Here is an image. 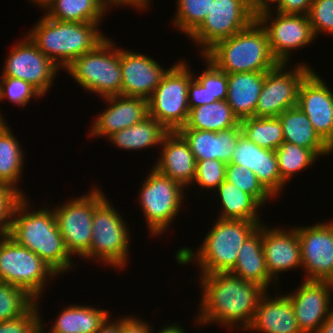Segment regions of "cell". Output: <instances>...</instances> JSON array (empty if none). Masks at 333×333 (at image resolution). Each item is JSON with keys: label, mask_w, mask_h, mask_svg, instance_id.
<instances>
[{"label": "cell", "mask_w": 333, "mask_h": 333, "mask_svg": "<svg viewBox=\"0 0 333 333\" xmlns=\"http://www.w3.org/2000/svg\"><path fill=\"white\" fill-rule=\"evenodd\" d=\"M201 287L199 308L193 320L199 326L219 325L226 330L245 331L265 289L230 272L198 274ZM223 325V326H222ZM239 328V329H238ZM237 329V330H236Z\"/></svg>", "instance_id": "cell-1"}, {"label": "cell", "mask_w": 333, "mask_h": 333, "mask_svg": "<svg viewBox=\"0 0 333 333\" xmlns=\"http://www.w3.org/2000/svg\"><path fill=\"white\" fill-rule=\"evenodd\" d=\"M27 198L23 196L13 210L9 237L36 253L59 276L71 272L76 266L75 260L64 245L52 205H43L34 211L30 206L31 200Z\"/></svg>", "instance_id": "cell-2"}, {"label": "cell", "mask_w": 333, "mask_h": 333, "mask_svg": "<svg viewBox=\"0 0 333 333\" xmlns=\"http://www.w3.org/2000/svg\"><path fill=\"white\" fill-rule=\"evenodd\" d=\"M261 223L217 218L195 252L190 247H180L174 260L180 266L196 265L199 274L229 272L236 264L239 249Z\"/></svg>", "instance_id": "cell-3"}, {"label": "cell", "mask_w": 333, "mask_h": 333, "mask_svg": "<svg viewBox=\"0 0 333 333\" xmlns=\"http://www.w3.org/2000/svg\"><path fill=\"white\" fill-rule=\"evenodd\" d=\"M100 23L103 22L57 21L43 14L26 35L44 55L64 70L106 38L99 28Z\"/></svg>", "instance_id": "cell-4"}, {"label": "cell", "mask_w": 333, "mask_h": 333, "mask_svg": "<svg viewBox=\"0 0 333 333\" xmlns=\"http://www.w3.org/2000/svg\"><path fill=\"white\" fill-rule=\"evenodd\" d=\"M204 56L227 74L267 72L279 64L272 55L265 29L256 19L247 28L217 42Z\"/></svg>", "instance_id": "cell-5"}, {"label": "cell", "mask_w": 333, "mask_h": 333, "mask_svg": "<svg viewBox=\"0 0 333 333\" xmlns=\"http://www.w3.org/2000/svg\"><path fill=\"white\" fill-rule=\"evenodd\" d=\"M107 197L94 209L90 249L81 259L122 271L130 262L129 224Z\"/></svg>", "instance_id": "cell-6"}, {"label": "cell", "mask_w": 333, "mask_h": 333, "mask_svg": "<svg viewBox=\"0 0 333 333\" xmlns=\"http://www.w3.org/2000/svg\"><path fill=\"white\" fill-rule=\"evenodd\" d=\"M107 37L76 58L64 71L84 90L106 98L122 95L120 46Z\"/></svg>", "instance_id": "cell-7"}, {"label": "cell", "mask_w": 333, "mask_h": 333, "mask_svg": "<svg viewBox=\"0 0 333 333\" xmlns=\"http://www.w3.org/2000/svg\"><path fill=\"white\" fill-rule=\"evenodd\" d=\"M148 173L138 190L137 200L149 235L157 238L166 234L176 216L180 215L183 201L186 200V188L153 167Z\"/></svg>", "instance_id": "cell-8"}, {"label": "cell", "mask_w": 333, "mask_h": 333, "mask_svg": "<svg viewBox=\"0 0 333 333\" xmlns=\"http://www.w3.org/2000/svg\"><path fill=\"white\" fill-rule=\"evenodd\" d=\"M59 275L36 253L2 234L0 281L19 287L35 300H42L47 284Z\"/></svg>", "instance_id": "cell-9"}, {"label": "cell", "mask_w": 333, "mask_h": 333, "mask_svg": "<svg viewBox=\"0 0 333 333\" xmlns=\"http://www.w3.org/2000/svg\"><path fill=\"white\" fill-rule=\"evenodd\" d=\"M187 60L171 65L148 99L149 116L168 131H178L188 119V87L194 71Z\"/></svg>", "instance_id": "cell-10"}, {"label": "cell", "mask_w": 333, "mask_h": 333, "mask_svg": "<svg viewBox=\"0 0 333 333\" xmlns=\"http://www.w3.org/2000/svg\"><path fill=\"white\" fill-rule=\"evenodd\" d=\"M79 196L52 207L64 245L74 259H82L90 249L94 209L107 197L95 184Z\"/></svg>", "instance_id": "cell-11"}, {"label": "cell", "mask_w": 333, "mask_h": 333, "mask_svg": "<svg viewBox=\"0 0 333 333\" xmlns=\"http://www.w3.org/2000/svg\"><path fill=\"white\" fill-rule=\"evenodd\" d=\"M255 19L249 0H213L208 15L187 38L204 55L217 42L247 28Z\"/></svg>", "instance_id": "cell-12"}, {"label": "cell", "mask_w": 333, "mask_h": 333, "mask_svg": "<svg viewBox=\"0 0 333 333\" xmlns=\"http://www.w3.org/2000/svg\"><path fill=\"white\" fill-rule=\"evenodd\" d=\"M312 70L310 64L300 61L292 68L290 64L279 63L267 71L254 117H278L283 111L296 107L301 82Z\"/></svg>", "instance_id": "cell-13"}, {"label": "cell", "mask_w": 333, "mask_h": 333, "mask_svg": "<svg viewBox=\"0 0 333 333\" xmlns=\"http://www.w3.org/2000/svg\"><path fill=\"white\" fill-rule=\"evenodd\" d=\"M256 20L265 29L272 55L279 63H292L290 59L295 50L307 48L317 41L308 15L282 14L269 10L259 14Z\"/></svg>", "instance_id": "cell-14"}, {"label": "cell", "mask_w": 333, "mask_h": 333, "mask_svg": "<svg viewBox=\"0 0 333 333\" xmlns=\"http://www.w3.org/2000/svg\"><path fill=\"white\" fill-rule=\"evenodd\" d=\"M11 48L3 63L1 76L24 80L46 96L62 69L44 55L26 34Z\"/></svg>", "instance_id": "cell-15"}, {"label": "cell", "mask_w": 333, "mask_h": 333, "mask_svg": "<svg viewBox=\"0 0 333 333\" xmlns=\"http://www.w3.org/2000/svg\"><path fill=\"white\" fill-rule=\"evenodd\" d=\"M304 280L326 281L333 273V220L296 226Z\"/></svg>", "instance_id": "cell-16"}, {"label": "cell", "mask_w": 333, "mask_h": 333, "mask_svg": "<svg viewBox=\"0 0 333 333\" xmlns=\"http://www.w3.org/2000/svg\"><path fill=\"white\" fill-rule=\"evenodd\" d=\"M297 288V289H296ZM293 292H286L302 333H317L333 309V288L327 281L304 280Z\"/></svg>", "instance_id": "cell-17"}, {"label": "cell", "mask_w": 333, "mask_h": 333, "mask_svg": "<svg viewBox=\"0 0 333 333\" xmlns=\"http://www.w3.org/2000/svg\"><path fill=\"white\" fill-rule=\"evenodd\" d=\"M313 69L301 82L297 106L306 114L314 131L333 144V90Z\"/></svg>", "instance_id": "cell-18"}, {"label": "cell", "mask_w": 333, "mask_h": 333, "mask_svg": "<svg viewBox=\"0 0 333 333\" xmlns=\"http://www.w3.org/2000/svg\"><path fill=\"white\" fill-rule=\"evenodd\" d=\"M122 96L140 97L148 100L163 76L171 68H164L150 55L120 47Z\"/></svg>", "instance_id": "cell-19"}, {"label": "cell", "mask_w": 333, "mask_h": 333, "mask_svg": "<svg viewBox=\"0 0 333 333\" xmlns=\"http://www.w3.org/2000/svg\"><path fill=\"white\" fill-rule=\"evenodd\" d=\"M287 229L282 226L272 228L262 223L265 263L270 277L276 284H280V274L302 268L301 247L296 228L287 226Z\"/></svg>", "instance_id": "cell-20"}, {"label": "cell", "mask_w": 333, "mask_h": 333, "mask_svg": "<svg viewBox=\"0 0 333 333\" xmlns=\"http://www.w3.org/2000/svg\"><path fill=\"white\" fill-rule=\"evenodd\" d=\"M106 109L92 122L88 137L108 138L113 133L141 122L149 116L148 100L140 97L110 96L102 98Z\"/></svg>", "instance_id": "cell-21"}, {"label": "cell", "mask_w": 333, "mask_h": 333, "mask_svg": "<svg viewBox=\"0 0 333 333\" xmlns=\"http://www.w3.org/2000/svg\"><path fill=\"white\" fill-rule=\"evenodd\" d=\"M230 163L253 171L275 198H279L288 185L281 179L275 151L259 147L244 135L239 138Z\"/></svg>", "instance_id": "cell-22"}, {"label": "cell", "mask_w": 333, "mask_h": 333, "mask_svg": "<svg viewBox=\"0 0 333 333\" xmlns=\"http://www.w3.org/2000/svg\"><path fill=\"white\" fill-rule=\"evenodd\" d=\"M157 161L152 166L158 172L191 188L196 173V159L189 144L178 131H169L157 151Z\"/></svg>", "instance_id": "cell-23"}, {"label": "cell", "mask_w": 333, "mask_h": 333, "mask_svg": "<svg viewBox=\"0 0 333 333\" xmlns=\"http://www.w3.org/2000/svg\"><path fill=\"white\" fill-rule=\"evenodd\" d=\"M274 292L275 296L269 291L261 296L252 322L243 333H302L287 294L279 293V289Z\"/></svg>", "instance_id": "cell-24"}, {"label": "cell", "mask_w": 333, "mask_h": 333, "mask_svg": "<svg viewBox=\"0 0 333 333\" xmlns=\"http://www.w3.org/2000/svg\"><path fill=\"white\" fill-rule=\"evenodd\" d=\"M183 136L198 160H220L229 164L237 147L239 138L243 135L240 126H235L220 132L180 128Z\"/></svg>", "instance_id": "cell-25"}, {"label": "cell", "mask_w": 333, "mask_h": 333, "mask_svg": "<svg viewBox=\"0 0 333 333\" xmlns=\"http://www.w3.org/2000/svg\"><path fill=\"white\" fill-rule=\"evenodd\" d=\"M58 313L51 327H46L47 324H44L43 317L40 316V328L43 333H96L112 316V313L107 309L74 303L62 308Z\"/></svg>", "instance_id": "cell-26"}, {"label": "cell", "mask_w": 333, "mask_h": 333, "mask_svg": "<svg viewBox=\"0 0 333 333\" xmlns=\"http://www.w3.org/2000/svg\"><path fill=\"white\" fill-rule=\"evenodd\" d=\"M229 272L245 281L258 284L266 291L270 285L275 286L274 289L278 288V284H275L276 282L270 277L265 263L262 223L243 243L236 264Z\"/></svg>", "instance_id": "cell-27"}, {"label": "cell", "mask_w": 333, "mask_h": 333, "mask_svg": "<svg viewBox=\"0 0 333 333\" xmlns=\"http://www.w3.org/2000/svg\"><path fill=\"white\" fill-rule=\"evenodd\" d=\"M266 72L227 74V103L239 121L255 115Z\"/></svg>", "instance_id": "cell-28"}, {"label": "cell", "mask_w": 333, "mask_h": 333, "mask_svg": "<svg viewBox=\"0 0 333 333\" xmlns=\"http://www.w3.org/2000/svg\"><path fill=\"white\" fill-rule=\"evenodd\" d=\"M213 195L217 196L216 202L220 205L218 209L221 207L216 218L265 222L259 212L262 206L250 194L232 183L224 180Z\"/></svg>", "instance_id": "cell-29"}, {"label": "cell", "mask_w": 333, "mask_h": 333, "mask_svg": "<svg viewBox=\"0 0 333 333\" xmlns=\"http://www.w3.org/2000/svg\"><path fill=\"white\" fill-rule=\"evenodd\" d=\"M278 117L284 141L310 149L318 158L328 156V145L314 131L308 117L298 106L283 111Z\"/></svg>", "instance_id": "cell-30"}, {"label": "cell", "mask_w": 333, "mask_h": 333, "mask_svg": "<svg viewBox=\"0 0 333 333\" xmlns=\"http://www.w3.org/2000/svg\"><path fill=\"white\" fill-rule=\"evenodd\" d=\"M169 131L156 119L146 117L139 123L113 133L107 138L114 147L125 151H139L161 146Z\"/></svg>", "instance_id": "cell-31"}, {"label": "cell", "mask_w": 333, "mask_h": 333, "mask_svg": "<svg viewBox=\"0 0 333 333\" xmlns=\"http://www.w3.org/2000/svg\"><path fill=\"white\" fill-rule=\"evenodd\" d=\"M11 128L7 124L0 131V183L14 188L22 196H29L19 185L24 179L25 149Z\"/></svg>", "instance_id": "cell-32"}, {"label": "cell", "mask_w": 333, "mask_h": 333, "mask_svg": "<svg viewBox=\"0 0 333 333\" xmlns=\"http://www.w3.org/2000/svg\"><path fill=\"white\" fill-rule=\"evenodd\" d=\"M44 15L57 21L102 22L108 10L100 0H50Z\"/></svg>", "instance_id": "cell-33"}, {"label": "cell", "mask_w": 333, "mask_h": 333, "mask_svg": "<svg viewBox=\"0 0 333 333\" xmlns=\"http://www.w3.org/2000/svg\"><path fill=\"white\" fill-rule=\"evenodd\" d=\"M235 126H240L239 119L227 101L220 100L190 109L187 122L181 128L220 132Z\"/></svg>", "instance_id": "cell-34"}, {"label": "cell", "mask_w": 333, "mask_h": 333, "mask_svg": "<svg viewBox=\"0 0 333 333\" xmlns=\"http://www.w3.org/2000/svg\"><path fill=\"white\" fill-rule=\"evenodd\" d=\"M242 134L261 148L275 151L284 142L279 117H250L240 121Z\"/></svg>", "instance_id": "cell-35"}, {"label": "cell", "mask_w": 333, "mask_h": 333, "mask_svg": "<svg viewBox=\"0 0 333 333\" xmlns=\"http://www.w3.org/2000/svg\"><path fill=\"white\" fill-rule=\"evenodd\" d=\"M281 179L287 184L299 172L306 170L319 159L310 150L284 141L275 150ZM295 175V176H294Z\"/></svg>", "instance_id": "cell-36"}, {"label": "cell", "mask_w": 333, "mask_h": 333, "mask_svg": "<svg viewBox=\"0 0 333 333\" xmlns=\"http://www.w3.org/2000/svg\"><path fill=\"white\" fill-rule=\"evenodd\" d=\"M177 11L172 21L173 28L186 38L203 22L210 12L213 0H176ZM175 19V20H174ZM186 34V35H185Z\"/></svg>", "instance_id": "cell-37"}, {"label": "cell", "mask_w": 333, "mask_h": 333, "mask_svg": "<svg viewBox=\"0 0 333 333\" xmlns=\"http://www.w3.org/2000/svg\"><path fill=\"white\" fill-rule=\"evenodd\" d=\"M225 180L240 188L243 192L250 194L262 207L265 206L264 204L276 200L258 180L256 174L241 165L227 164Z\"/></svg>", "instance_id": "cell-38"}, {"label": "cell", "mask_w": 333, "mask_h": 333, "mask_svg": "<svg viewBox=\"0 0 333 333\" xmlns=\"http://www.w3.org/2000/svg\"><path fill=\"white\" fill-rule=\"evenodd\" d=\"M35 303L36 300L23 289L0 281V321L20 317Z\"/></svg>", "instance_id": "cell-39"}, {"label": "cell", "mask_w": 333, "mask_h": 333, "mask_svg": "<svg viewBox=\"0 0 333 333\" xmlns=\"http://www.w3.org/2000/svg\"><path fill=\"white\" fill-rule=\"evenodd\" d=\"M43 97L36 88L24 80L0 76V102L8 99L13 106L24 108L32 99L37 100Z\"/></svg>", "instance_id": "cell-40"}, {"label": "cell", "mask_w": 333, "mask_h": 333, "mask_svg": "<svg viewBox=\"0 0 333 333\" xmlns=\"http://www.w3.org/2000/svg\"><path fill=\"white\" fill-rule=\"evenodd\" d=\"M205 60V69L200 74H193V76L207 88L210 103L227 99V73L219 70L211 61L204 55H200Z\"/></svg>", "instance_id": "cell-41"}, {"label": "cell", "mask_w": 333, "mask_h": 333, "mask_svg": "<svg viewBox=\"0 0 333 333\" xmlns=\"http://www.w3.org/2000/svg\"><path fill=\"white\" fill-rule=\"evenodd\" d=\"M226 163L220 160H198L196 161V173L193 183L196 184L203 192H214L218 186L225 180ZM203 189V190H202ZM209 190V191H208Z\"/></svg>", "instance_id": "cell-42"}, {"label": "cell", "mask_w": 333, "mask_h": 333, "mask_svg": "<svg viewBox=\"0 0 333 333\" xmlns=\"http://www.w3.org/2000/svg\"><path fill=\"white\" fill-rule=\"evenodd\" d=\"M314 36H333V0H313L308 13Z\"/></svg>", "instance_id": "cell-43"}, {"label": "cell", "mask_w": 333, "mask_h": 333, "mask_svg": "<svg viewBox=\"0 0 333 333\" xmlns=\"http://www.w3.org/2000/svg\"><path fill=\"white\" fill-rule=\"evenodd\" d=\"M41 300L18 318L0 321V333H38L41 330Z\"/></svg>", "instance_id": "cell-44"}, {"label": "cell", "mask_w": 333, "mask_h": 333, "mask_svg": "<svg viewBox=\"0 0 333 333\" xmlns=\"http://www.w3.org/2000/svg\"><path fill=\"white\" fill-rule=\"evenodd\" d=\"M22 197L14 188L0 183V234H9L13 210Z\"/></svg>", "instance_id": "cell-45"}, {"label": "cell", "mask_w": 333, "mask_h": 333, "mask_svg": "<svg viewBox=\"0 0 333 333\" xmlns=\"http://www.w3.org/2000/svg\"><path fill=\"white\" fill-rule=\"evenodd\" d=\"M151 330V324L136 315H123L120 318V333H151Z\"/></svg>", "instance_id": "cell-46"}, {"label": "cell", "mask_w": 333, "mask_h": 333, "mask_svg": "<svg viewBox=\"0 0 333 333\" xmlns=\"http://www.w3.org/2000/svg\"><path fill=\"white\" fill-rule=\"evenodd\" d=\"M204 104H210L207 88L193 77L188 87V107L192 109Z\"/></svg>", "instance_id": "cell-47"}, {"label": "cell", "mask_w": 333, "mask_h": 333, "mask_svg": "<svg viewBox=\"0 0 333 333\" xmlns=\"http://www.w3.org/2000/svg\"><path fill=\"white\" fill-rule=\"evenodd\" d=\"M313 0H282L273 10L282 14L308 15Z\"/></svg>", "instance_id": "cell-48"}, {"label": "cell", "mask_w": 333, "mask_h": 333, "mask_svg": "<svg viewBox=\"0 0 333 333\" xmlns=\"http://www.w3.org/2000/svg\"><path fill=\"white\" fill-rule=\"evenodd\" d=\"M282 0H249L250 9L255 17L259 14L273 10L275 6L277 7ZM273 4H275L273 6Z\"/></svg>", "instance_id": "cell-49"}, {"label": "cell", "mask_w": 333, "mask_h": 333, "mask_svg": "<svg viewBox=\"0 0 333 333\" xmlns=\"http://www.w3.org/2000/svg\"><path fill=\"white\" fill-rule=\"evenodd\" d=\"M152 0H116V7H127L130 6L131 8H135L137 11H141L144 9L145 11L150 8ZM139 9V10H138Z\"/></svg>", "instance_id": "cell-50"}, {"label": "cell", "mask_w": 333, "mask_h": 333, "mask_svg": "<svg viewBox=\"0 0 333 333\" xmlns=\"http://www.w3.org/2000/svg\"><path fill=\"white\" fill-rule=\"evenodd\" d=\"M112 317L110 316L96 333H120V317L117 320H112Z\"/></svg>", "instance_id": "cell-51"}, {"label": "cell", "mask_w": 333, "mask_h": 333, "mask_svg": "<svg viewBox=\"0 0 333 333\" xmlns=\"http://www.w3.org/2000/svg\"><path fill=\"white\" fill-rule=\"evenodd\" d=\"M183 326L184 325H180V323L178 324L177 322H172L167 325L165 324L163 327H160V329L158 328L156 331L152 325L151 333H188Z\"/></svg>", "instance_id": "cell-52"}, {"label": "cell", "mask_w": 333, "mask_h": 333, "mask_svg": "<svg viewBox=\"0 0 333 333\" xmlns=\"http://www.w3.org/2000/svg\"><path fill=\"white\" fill-rule=\"evenodd\" d=\"M317 333H333V309L328 314L326 320L321 324Z\"/></svg>", "instance_id": "cell-53"}, {"label": "cell", "mask_w": 333, "mask_h": 333, "mask_svg": "<svg viewBox=\"0 0 333 333\" xmlns=\"http://www.w3.org/2000/svg\"><path fill=\"white\" fill-rule=\"evenodd\" d=\"M49 2L50 0H30V3H33V5L36 4L41 10H43Z\"/></svg>", "instance_id": "cell-54"}, {"label": "cell", "mask_w": 333, "mask_h": 333, "mask_svg": "<svg viewBox=\"0 0 333 333\" xmlns=\"http://www.w3.org/2000/svg\"><path fill=\"white\" fill-rule=\"evenodd\" d=\"M104 6L109 10L111 8H114L116 6V0H100Z\"/></svg>", "instance_id": "cell-55"}, {"label": "cell", "mask_w": 333, "mask_h": 333, "mask_svg": "<svg viewBox=\"0 0 333 333\" xmlns=\"http://www.w3.org/2000/svg\"><path fill=\"white\" fill-rule=\"evenodd\" d=\"M8 124L6 119H4L3 115L0 112V131Z\"/></svg>", "instance_id": "cell-56"}, {"label": "cell", "mask_w": 333, "mask_h": 333, "mask_svg": "<svg viewBox=\"0 0 333 333\" xmlns=\"http://www.w3.org/2000/svg\"><path fill=\"white\" fill-rule=\"evenodd\" d=\"M329 285L333 288V273L331 274V276L326 280Z\"/></svg>", "instance_id": "cell-57"}, {"label": "cell", "mask_w": 333, "mask_h": 333, "mask_svg": "<svg viewBox=\"0 0 333 333\" xmlns=\"http://www.w3.org/2000/svg\"><path fill=\"white\" fill-rule=\"evenodd\" d=\"M332 153H333V144L328 145V153H327V155L330 156V154H332Z\"/></svg>", "instance_id": "cell-58"}, {"label": "cell", "mask_w": 333, "mask_h": 333, "mask_svg": "<svg viewBox=\"0 0 333 333\" xmlns=\"http://www.w3.org/2000/svg\"><path fill=\"white\" fill-rule=\"evenodd\" d=\"M1 247H2V234H0V250H1Z\"/></svg>", "instance_id": "cell-59"}]
</instances>
